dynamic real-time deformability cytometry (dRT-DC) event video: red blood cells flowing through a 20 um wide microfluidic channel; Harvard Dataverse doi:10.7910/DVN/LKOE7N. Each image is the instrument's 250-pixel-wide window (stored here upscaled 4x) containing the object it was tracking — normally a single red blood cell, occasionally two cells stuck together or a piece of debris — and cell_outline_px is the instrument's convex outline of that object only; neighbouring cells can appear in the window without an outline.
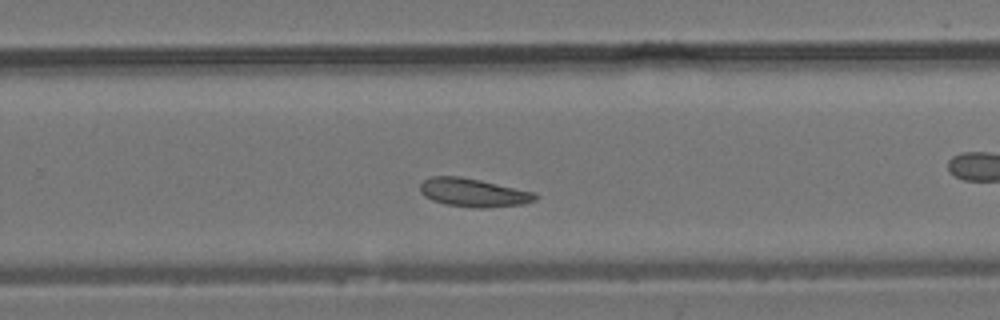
{"species": "common noctule bat (a hibernating species)", "species_latin": "Nyctalus noctula", "temperature_condition": "room temperature", "stored_images_in_passage": 33, "camera_frame_rate_fps": 3000, "um_per_image_px": 0.085, "animal": {"sex": "male", "body_mass_g": 19.2, "forearm_length_mm": 51.8}, "frame": {"image": 1, "passage_image": 19, "time_ms": 6.0, "image_size_px": [1000, 320], "cell_outline_px": [[540, 196], [536, 200], [524, 204], [488, 208], [476, 208], [444, 204], [432, 200], [424, 196], [420, 192], [420, 184], [424, 180], [432, 176], [460, 176], [480, 180], [536, 192]], "centroid_in_image_um": [40.27, 16.38], "position_along_channel_um": 289.5, "area_um2": 19.31}}